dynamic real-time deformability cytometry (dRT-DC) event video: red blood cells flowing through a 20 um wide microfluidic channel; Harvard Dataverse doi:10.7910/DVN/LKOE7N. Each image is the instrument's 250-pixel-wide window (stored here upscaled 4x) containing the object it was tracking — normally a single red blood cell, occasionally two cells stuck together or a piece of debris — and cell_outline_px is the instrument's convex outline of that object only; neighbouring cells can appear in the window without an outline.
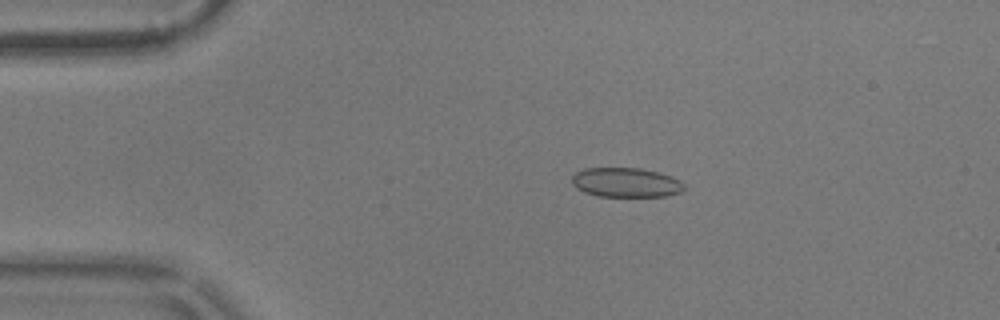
{"species": "common noctule bat (a hibernating species)", "species_latin": "Nyctalus noctula", "temperature_condition": "warm", "stored_images_in_passage": 55, "camera_frame_rate_fps": 3000, "um_per_image_px": 0.085, "animal": {"sex": "male", "body_mass_g": 17.9}, "frame": {"image": 1, "passage_image": 10, "time_ms": 3.0, "image_size_px": [1000, 320], "cell_outline_px": [[684, 188], [680, 192], [668, 196], [596, 196], [584, 192], [576, 188], [572, 184], [572, 176], [576, 172], [584, 168], [640, 168], [660, 172], [680, 180], [684, 184]], "centroid_in_image_um": [53.19, 15.51], "position_along_channel_um": 31.8, "area_um2": 19.36}}
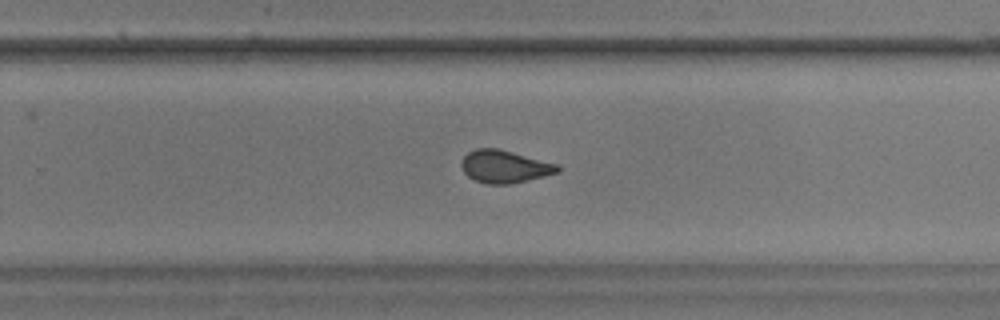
{"frame": {"image": 2, "passage_image": 35, "time_ms": 11.333, "image_size_px": [1000, 320], "cell_outline_px": [[560, 172], [512, 184], [484, 184], [468, 176], [464, 172], [460, 164], [460, 160], [468, 152], [476, 148], [500, 148], [556, 164], [560, 168]], "centroid_in_image_um": [42.86, 14.15], "position_along_channel_um": 286.9, "area_um2": 18.38}}
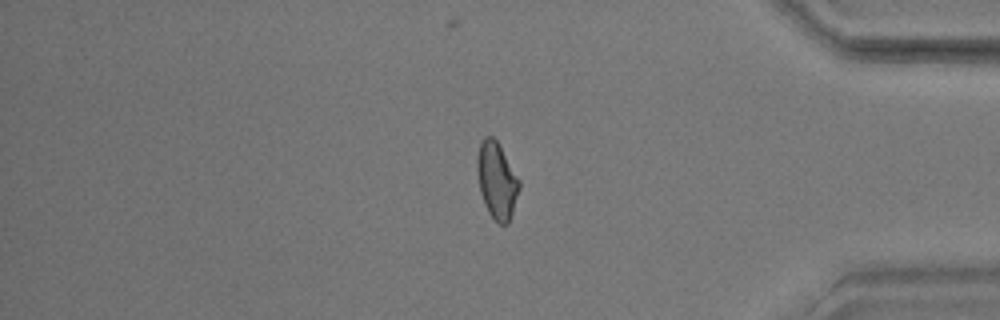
{"frame": {"image": 3, "passage_image": 46, "time_ms": 15.0, "image_size_px": [1000, 320], "cell_outline_px": [[520, 188], [508, 224], [500, 224], [488, 212], [484, 204], [480, 192], [476, 168], [476, 156], [480, 140], [484, 136], [492, 136], [496, 140], [520, 180]], "centroid_in_image_um": [42.2, 15.31], "position_along_channel_um": 393.0, "area_um2": 18.79}, "authors_computed_cell_mechanics": {"area_um2": 18.7272, "velocity_mm_per_s": 3.5955, "shape_relaxation_time_tau1_ms": 7.7247, "shape_relaxation_time_tau2_ms": 0.8985, "deformation_change_tau1": 0.1341, "deformation_change_tau2": 0.0568}}